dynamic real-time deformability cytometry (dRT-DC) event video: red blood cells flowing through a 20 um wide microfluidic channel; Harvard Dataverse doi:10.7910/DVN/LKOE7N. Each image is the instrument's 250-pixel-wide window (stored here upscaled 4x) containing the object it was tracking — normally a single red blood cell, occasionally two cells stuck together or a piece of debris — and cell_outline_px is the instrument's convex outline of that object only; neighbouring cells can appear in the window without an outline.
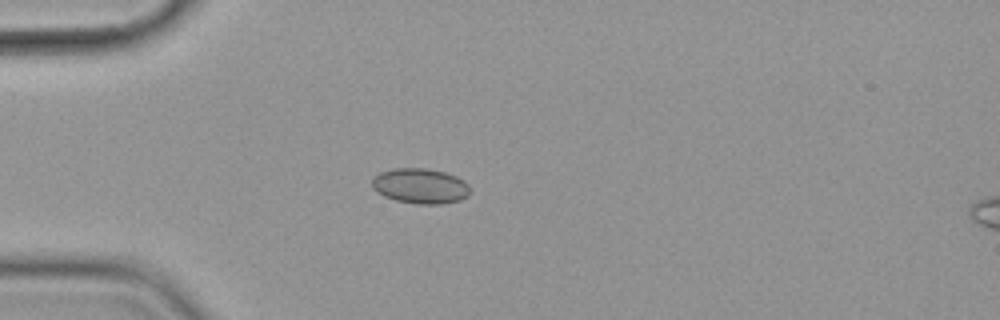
{"species": "common noctule bat (a hibernating species)", "species_latin": "Nyctalus noctula", "temperature_condition": "cold", "stored_images_in_passage": 3, "camera_frame_rate_fps": 3000, "um_per_image_px": 0.085, "animal": {"sex": "female", "body_mass_g": 19.9}, "frame": {"image": 1, "passage_image": 3, "time_ms": 3.0, "image_size_px": [1000, 320], "cell_outline_px": [[468, 196], [460, 200], [444, 204], [416, 204], [396, 200], [384, 196], [376, 192], [372, 188], [372, 180], [380, 172], [396, 168], [424, 168], [444, 172], [456, 176], [464, 180], [468, 184]], "centroid_in_image_um": [35.72, 15.81], "position_along_channel_um": 49.3, "area_um2": 20.11}}